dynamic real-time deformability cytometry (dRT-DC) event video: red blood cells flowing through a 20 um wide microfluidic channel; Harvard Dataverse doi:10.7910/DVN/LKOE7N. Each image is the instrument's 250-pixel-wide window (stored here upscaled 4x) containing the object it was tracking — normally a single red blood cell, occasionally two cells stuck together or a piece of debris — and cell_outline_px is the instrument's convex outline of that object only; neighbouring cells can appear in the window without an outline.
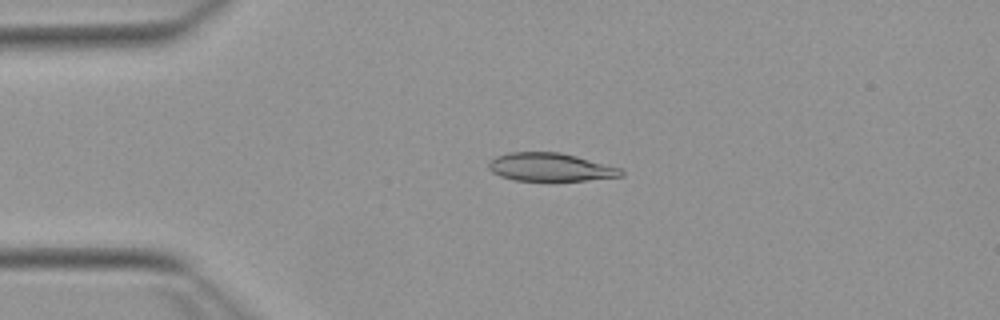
{"species": "Egyptian fruit bat (a non-hibernating species)", "species_latin": "Rousettus aegyptiacus", "temperature_condition": "warm", "stored_images_in_passage": 51, "camera_frame_rate_fps": 3000, "um_per_image_px": 0.085, "animal": {"sex": "female"}, "frame": {"image": 1, "passage_image": 11, "time_ms": 3.333, "image_size_px": [1000, 320], "cell_outline_px": [[624, 176], [584, 180], [512, 180], [500, 176], [492, 172], [488, 168], [488, 160], [496, 156], [508, 152], [560, 152], [576, 156], [620, 168], [624, 172]], "centroid_in_image_um": [46.73, 14.2], "position_along_channel_um": 38.3, "area_um2": 21.68}}
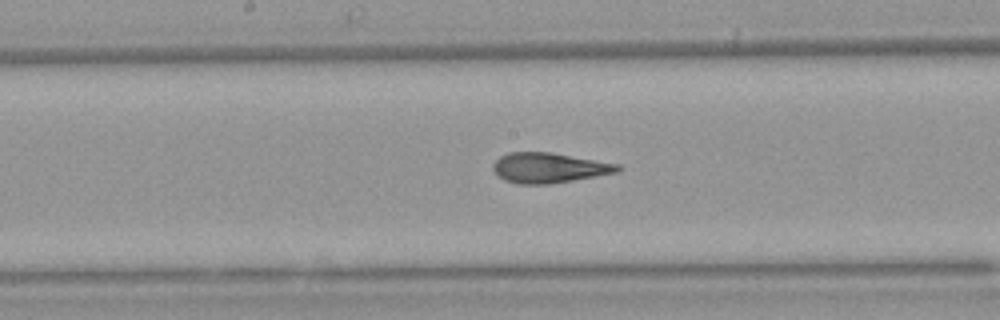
{"frame": {"image": 2, "passage_image": 26, "time_ms": 8.333, "image_size_px": [1000, 320], "cell_outline_px": [[620, 168], [616, 172], [572, 180], [548, 184], [520, 184], [504, 180], [492, 168], [492, 164], [500, 156], [508, 152], [552, 152], [620, 164]], "centroid_in_image_um": [46.64, 14.25], "position_along_channel_um": 201.6, "area_um2": 21.68}}
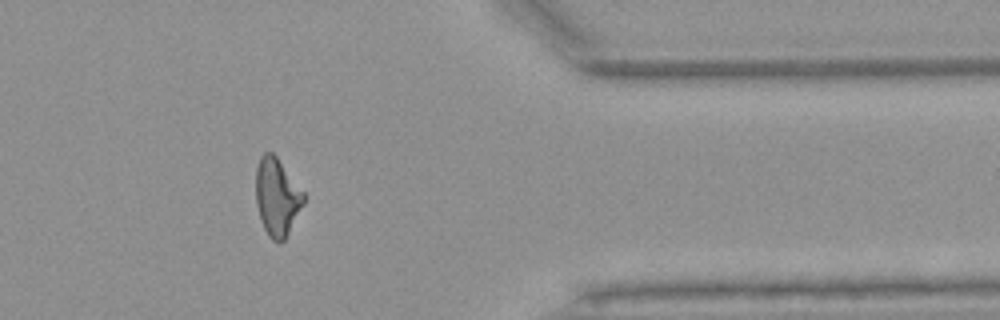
{"frame": {"image": 3, "passage_image": 42, "time_ms": 13.667, "image_size_px": [1000, 320], "cell_outline_px": [[304, 204], [284, 240], [280, 244], [272, 240], [268, 236], [260, 220], [256, 204], [256, 168], [260, 156], [264, 152], [272, 152], [276, 156], [304, 192]], "centroid_in_image_um": [23.53, 16.76], "position_along_channel_um": 387.9, "area_um2": 21.68}, "authors_computed_cell_mechanics": {"area_um2": 21.9062, "velocity_mm_per_s": 3.869, "shape_relaxation_time_tau1_ms": 9.9828, "shape_relaxation_time_tau2_ms": 1.9709, "deformation_change_tau1": 0.2593, "deformation_change_tau2": 0.1041}}